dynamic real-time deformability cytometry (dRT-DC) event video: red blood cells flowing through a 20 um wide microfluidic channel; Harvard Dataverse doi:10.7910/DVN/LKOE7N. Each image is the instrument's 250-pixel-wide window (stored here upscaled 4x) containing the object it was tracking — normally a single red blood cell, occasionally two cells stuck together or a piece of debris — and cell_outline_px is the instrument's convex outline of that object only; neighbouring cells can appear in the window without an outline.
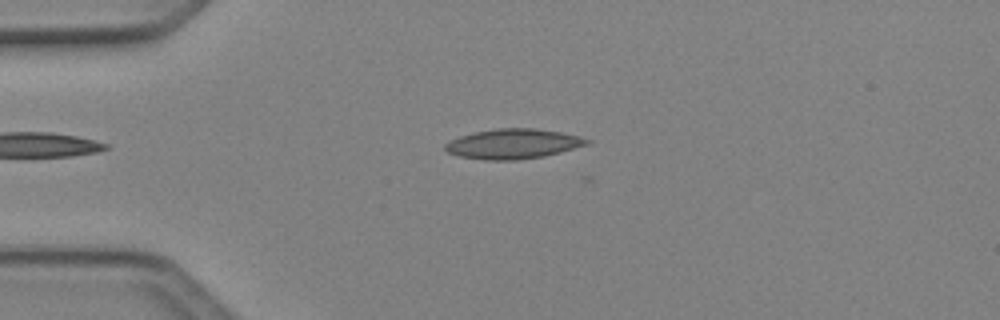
{"species": "Egyptian fruit bat (a non-hibernating species)", "species_latin": "Rousettus aegyptiacus", "temperature_condition": "cold", "stored_images_in_passage": 6, "camera_frame_rate_fps": 3000, "um_per_image_px": 0.085, "animal": {"sex": "female"}, "frame": {"image": 1, "passage_image": 4, "time_ms": 1.0, "image_size_px": [1000, 320], "cell_outline_px": [[592, 140], [588, 144], [560, 152], [544, 156], [516, 160], [484, 160], [460, 156], [448, 152], [444, 148], [444, 144], [448, 140], [460, 136], [476, 132], [496, 128], [536, 128], [560, 132], [580, 136]], "centroid_in_image_um": [43.61, 12.22], "position_along_channel_um": 41.4, "area_um2": 24.68}}
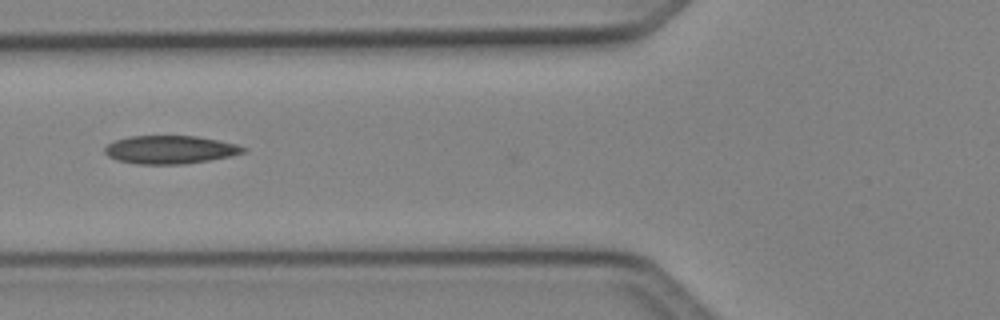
{"frame": {"image": 2, "passage_image": 6, "time_ms": 1.667, "image_size_px": [1000, 320], "cell_outline_px": [[248, 148], [244, 152], [232, 156], [184, 164], [136, 164], [120, 160], [108, 156], [104, 152], [104, 148], [108, 144], [116, 140], [128, 136], [196, 136], [236, 144]], "centroid_in_image_um": [14.46, 12.72], "position_along_channel_um": 111.3, "area_um2": 22.6}}